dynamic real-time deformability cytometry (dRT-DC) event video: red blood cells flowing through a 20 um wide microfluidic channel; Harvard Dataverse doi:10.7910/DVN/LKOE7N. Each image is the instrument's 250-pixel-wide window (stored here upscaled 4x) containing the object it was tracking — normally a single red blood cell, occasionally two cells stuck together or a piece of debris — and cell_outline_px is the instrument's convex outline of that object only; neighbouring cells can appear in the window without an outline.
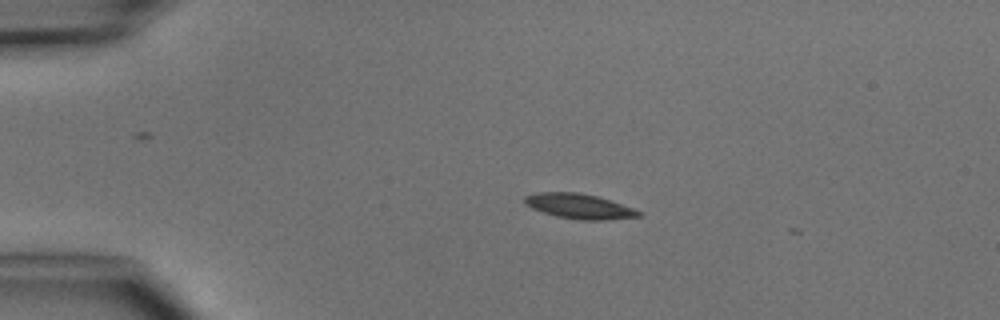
{"species": "common noctule bat (a hibernating species)", "species_latin": "Nyctalus noctula", "temperature_condition": "cold", "stored_images_in_passage": 4, "camera_frame_rate_fps": 3000, "um_per_image_px": 0.085, "animal": {"sex": "male", "body_mass_g": 15.6}, "frame": {"image": 1, "passage_image": 3, "time_ms": 2.333, "image_size_px": [1000, 320], "cell_outline_px": [[644, 212], [640, 216], [604, 220], [580, 220], [556, 216], [532, 208], [524, 200], [524, 196], [536, 192], [576, 192], [596, 196]], "centroid_in_image_um": [49.23, 17.53], "position_along_channel_um": 35.8, "area_um2": 16.3}}